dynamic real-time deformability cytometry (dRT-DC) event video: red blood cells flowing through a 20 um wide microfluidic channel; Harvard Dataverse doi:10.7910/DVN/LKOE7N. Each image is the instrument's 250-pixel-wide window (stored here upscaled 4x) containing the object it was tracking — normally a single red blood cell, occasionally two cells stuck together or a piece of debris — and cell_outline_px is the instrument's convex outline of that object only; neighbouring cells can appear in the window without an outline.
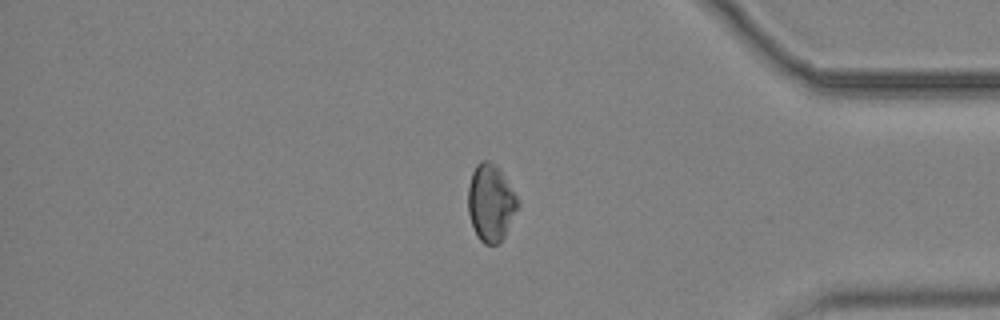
{"species": "common noctule bat (a hibernating species)", "species_latin": "Nyctalus noctula", "temperature_condition": "cold", "stored_images_in_passage": 51, "segment_of_instrument_passage": [2, 2], "camera_frame_rate_fps": 3000, "um_per_image_px": 0.085, "animal": {"sex": "male", "body_mass_g": 19.2, "forearm_length_mm": 51.8}, "frame": {"image": 1, "passage_image": 42, "time_ms": 13.667, "image_size_px": [1000, 320], "cell_outline_px": [[520, 204], [504, 236], [496, 244], [484, 244], [480, 240], [472, 224], [468, 212], [468, 188], [472, 172], [476, 164], [480, 160], [488, 160], [496, 164], [500, 168], [520, 200]], "centroid_in_image_um": [41.73, 17.18], "position_along_channel_um": 393.5, "area_um2": 22.43}}
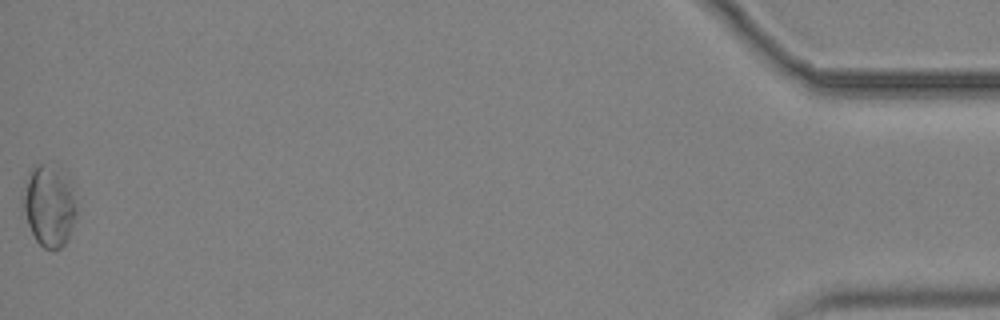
{"frame": {"image": 2, "passage_image": 51, "time_ms": 16.667, "image_size_px": [1000, 320], "cell_outline_px": [[76, 220], [64, 244], [60, 248], [44, 248], [36, 240], [20, 208], [20, 196], [24, 180], [32, 164], [44, 164], [60, 168], [68, 176], [72, 188], [76, 208]], "centroid_in_image_um": [4.11, 17.41], "position_along_channel_um": 431.1, "area_um2": 26.18}}